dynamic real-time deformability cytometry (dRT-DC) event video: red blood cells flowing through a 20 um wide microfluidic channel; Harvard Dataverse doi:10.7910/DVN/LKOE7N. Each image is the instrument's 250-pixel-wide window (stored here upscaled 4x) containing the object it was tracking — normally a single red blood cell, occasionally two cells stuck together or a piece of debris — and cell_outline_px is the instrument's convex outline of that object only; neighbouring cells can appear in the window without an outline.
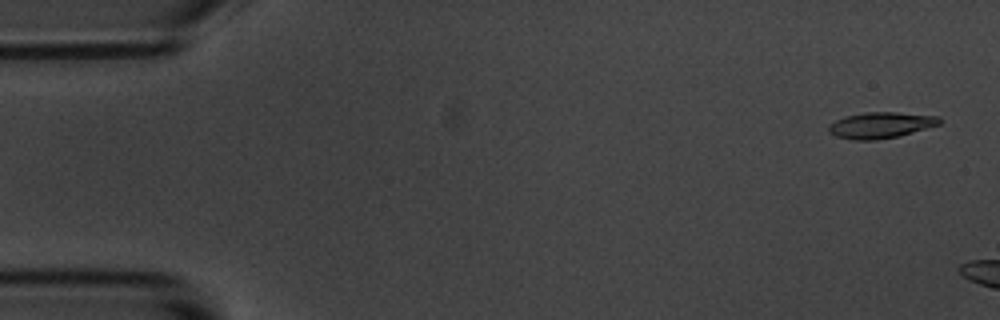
{"species": "common noctule bat (a hibernating species)", "species_latin": "Nyctalus noctula", "temperature_condition": "room temperature", "stored_images_in_passage": 3, "camera_frame_rate_fps": 3000, "um_per_image_px": 0.085, "animal": {"sex": "male", "body_mass_g": 20.1, "forearm_length_mm": 53.5}, "frame": {"image": 1, "passage_image": 1, "time_ms": 0.0, "image_size_px": [1000, 320], "cell_outline_px": [[940, 124], [900, 136], [876, 140], [852, 140], [836, 136], [828, 132], [828, 128], [836, 120], [844, 116], [864, 112], [896, 112], [940, 116]], "centroid_in_image_um": [74.86, 10.64], "position_along_channel_um": 10.1, "area_um2": 16.88}}